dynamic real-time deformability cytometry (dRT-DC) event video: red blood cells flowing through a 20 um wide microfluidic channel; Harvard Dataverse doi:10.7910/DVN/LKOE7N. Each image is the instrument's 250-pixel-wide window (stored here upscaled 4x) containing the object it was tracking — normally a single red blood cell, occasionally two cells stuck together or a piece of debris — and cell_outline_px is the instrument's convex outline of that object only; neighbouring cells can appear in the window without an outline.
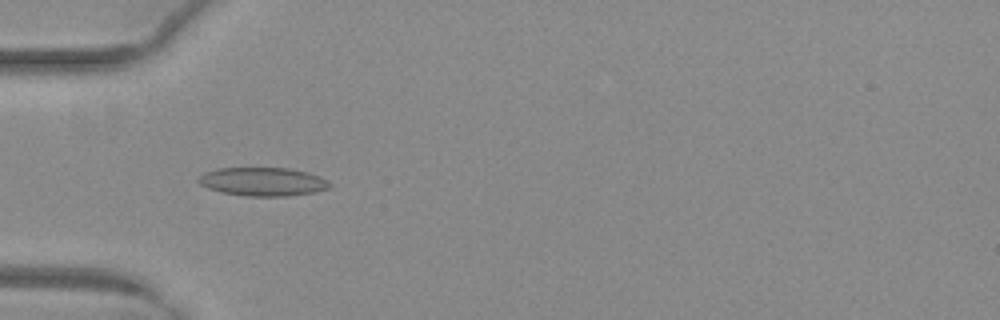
{"species": "common noctule bat (a hibernating species)", "species_latin": "Nyctalus noctula", "temperature_condition": "warm", "stored_images_in_passage": 34, "camera_frame_rate_fps": 3000, "um_per_image_px": 0.085, "animal": {"sex": "female", "body_mass_g": 29.2, "forearm_length_mm": 56.3}, "frame": {"image": 1, "passage_image": 5, "time_ms": 1.333, "image_size_px": [1000, 320], "cell_outline_px": [[332, 184], [328, 188], [316, 192], [288, 196], [244, 196], [220, 192], [208, 188], [200, 184], [196, 180], [204, 172], [216, 168], [288, 168], [308, 172], [320, 176], [328, 180]], "centroid_in_image_um": [22.34, 15.44], "position_along_channel_um": 62.7, "area_um2": 22.02}}
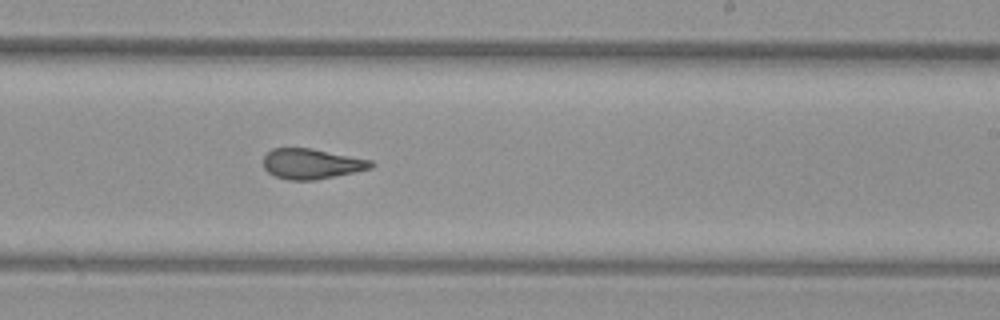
{"frame": {"image": 2, "passage_image": 20, "time_ms": 6.333, "image_size_px": [1000, 320], "cell_outline_px": [[376, 164], [372, 168], [336, 176], [316, 180], [288, 180], [276, 176], [268, 172], [264, 168], [264, 156], [272, 148], [312, 148], [372, 160]], "centroid_in_image_um": [26.51, 13.92], "position_along_channel_um": 262.5, "area_um2": 19.07}}
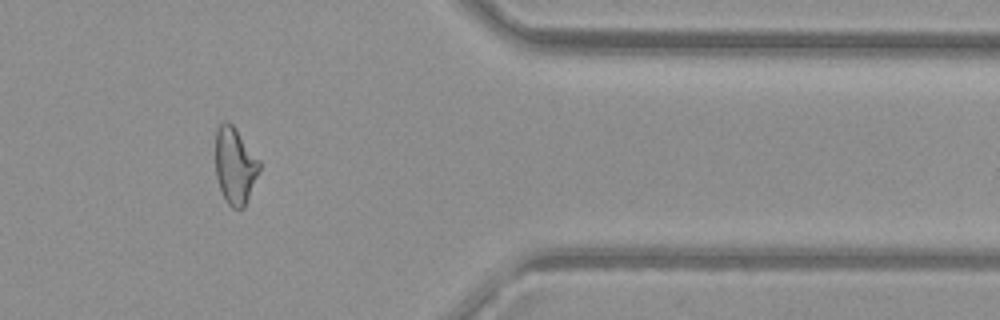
{"frame": {"image": 3, "passage_image": 31, "time_ms": 10.0, "image_size_px": [1000, 320], "cell_outline_px": [[260, 168], [244, 208], [232, 208], [224, 200], [216, 176], [216, 128], [224, 120], [228, 120], [232, 124], [260, 160]], "centroid_in_image_um": [19.96, 14.07], "position_along_channel_um": 391.4, "area_um2": 19.54}, "authors_computed_cell_mechanics": {"area_um2": 19.5653, "velocity_mm_per_s": 4.0487, "shape_relaxation_time_tau1_ms": null, "shape_relaxation_time_tau2_ms": 1.7932, "deformation_change_tau1": null, "deformation_change_tau2": 0.0885}}